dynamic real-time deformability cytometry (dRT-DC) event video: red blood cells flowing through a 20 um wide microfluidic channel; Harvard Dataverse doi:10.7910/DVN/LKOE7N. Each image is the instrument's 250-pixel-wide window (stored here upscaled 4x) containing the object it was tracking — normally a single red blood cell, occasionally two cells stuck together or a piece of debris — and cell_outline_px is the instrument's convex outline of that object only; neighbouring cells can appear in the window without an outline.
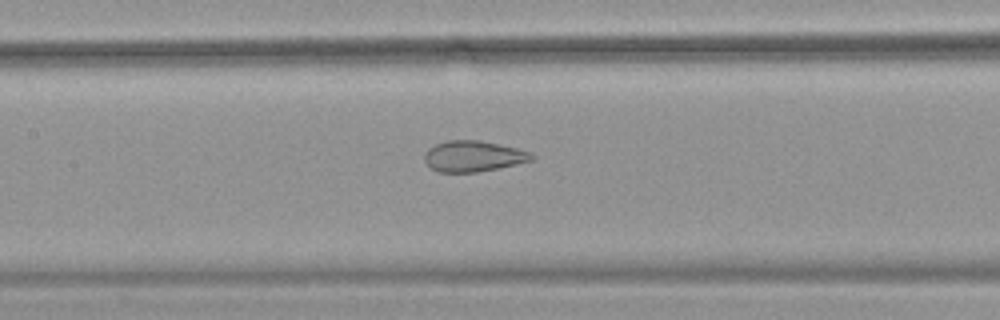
{"species": "common noctule bat (a hibernating species)", "species_latin": "Nyctalus noctula", "temperature_condition": "warm", "stored_images_in_passage": 52, "camera_frame_rate_fps": 3000, "um_per_image_px": 0.085, "animal": {"sex": "female", "body_mass_g": 18.4}, "frame": {"image": 1, "passage_image": 24, "time_ms": 7.667, "image_size_px": [1000, 320], "cell_outline_px": [[536, 156], [532, 160], [500, 168], [476, 172], [436, 172], [424, 160], [424, 156], [428, 148], [436, 144], [448, 140], [480, 140], [516, 148], [532, 152]], "centroid_in_image_um": [40.24, 13.28], "position_along_channel_um": 167.2, "area_um2": 19.31}}
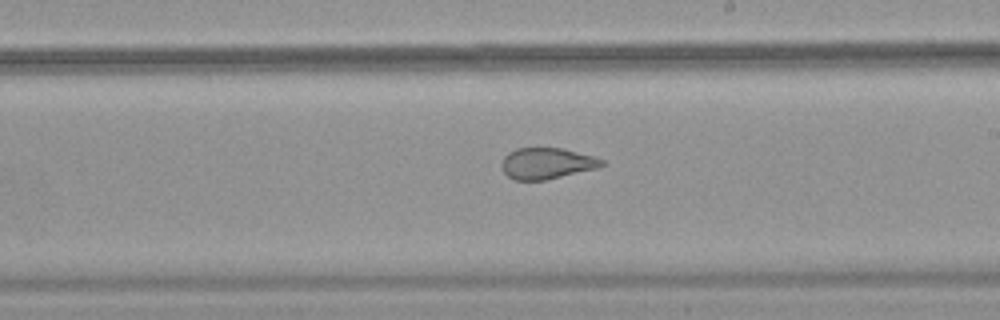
{"frame": {"image": 2, "passage_image": 30, "time_ms": 9.667, "image_size_px": [1000, 320], "cell_outline_px": [[608, 164], [596, 168], [544, 180], [516, 180], [508, 176], [504, 172], [500, 164], [504, 156], [508, 152], [516, 148], [560, 148], [596, 156], [604, 160]], "centroid_in_image_um": [46.48, 13.87], "position_along_channel_um": 242.5, "area_um2": 18.21}}
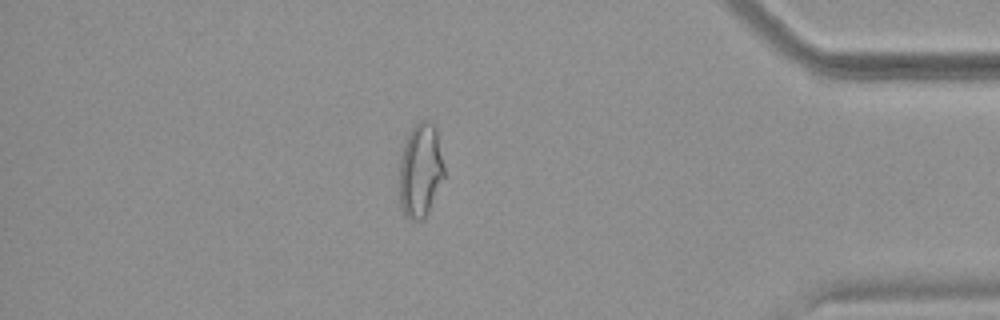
{"frame": {"image": 3, "passage_image": 45, "time_ms": 14.667, "image_size_px": [1000, 320], "cell_outline_px": [[444, 176], [428, 212], [420, 220], [412, 220], [404, 216], [400, 208], [400, 160], [404, 144], [412, 128], [420, 120], [428, 120], [436, 124], [444, 164]], "centroid_in_image_um": [35.75, 14.46], "position_along_channel_um": 399.5, "area_um2": 24.62}, "authors_computed_cell_mechanics": {"area_um2": 24.5361, "velocity_mm_per_s": 3.7919, "shape_relaxation_time_tau1_ms": null, "shape_relaxation_time_tau2_ms": 0.9475, "deformation_change_tau1": null, "deformation_change_tau2": 0.0853}}